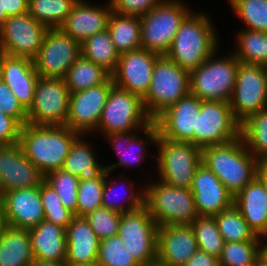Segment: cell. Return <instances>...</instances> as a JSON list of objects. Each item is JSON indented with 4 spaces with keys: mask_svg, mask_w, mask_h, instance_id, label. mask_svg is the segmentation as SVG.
<instances>
[{
    "mask_svg": "<svg viewBox=\"0 0 267 266\" xmlns=\"http://www.w3.org/2000/svg\"><path fill=\"white\" fill-rule=\"evenodd\" d=\"M209 14L193 10L182 21L166 56L191 72L220 47L219 36Z\"/></svg>",
    "mask_w": 267,
    "mask_h": 266,
    "instance_id": "6da1fadb",
    "label": "cell"
},
{
    "mask_svg": "<svg viewBox=\"0 0 267 266\" xmlns=\"http://www.w3.org/2000/svg\"><path fill=\"white\" fill-rule=\"evenodd\" d=\"M80 134L65 126H36L20 130L19 144L24 155L44 174L59 170L71 145Z\"/></svg>",
    "mask_w": 267,
    "mask_h": 266,
    "instance_id": "7a4b0ae2",
    "label": "cell"
},
{
    "mask_svg": "<svg viewBox=\"0 0 267 266\" xmlns=\"http://www.w3.org/2000/svg\"><path fill=\"white\" fill-rule=\"evenodd\" d=\"M257 162L241 136L202 148V164L219 178L233 197L257 176Z\"/></svg>",
    "mask_w": 267,
    "mask_h": 266,
    "instance_id": "3957f363",
    "label": "cell"
},
{
    "mask_svg": "<svg viewBox=\"0 0 267 266\" xmlns=\"http://www.w3.org/2000/svg\"><path fill=\"white\" fill-rule=\"evenodd\" d=\"M190 72L166 55H160L154 65L151 84L142 98L148 117L154 121L162 112L190 93Z\"/></svg>",
    "mask_w": 267,
    "mask_h": 266,
    "instance_id": "277c9868",
    "label": "cell"
},
{
    "mask_svg": "<svg viewBox=\"0 0 267 266\" xmlns=\"http://www.w3.org/2000/svg\"><path fill=\"white\" fill-rule=\"evenodd\" d=\"M144 205L158 226L190 225L198 216L190 189L173 187L159 180L144 186Z\"/></svg>",
    "mask_w": 267,
    "mask_h": 266,
    "instance_id": "5b68a950",
    "label": "cell"
},
{
    "mask_svg": "<svg viewBox=\"0 0 267 266\" xmlns=\"http://www.w3.org/2000/svg\"><path fill=\"white\" fill-rule=\"evenodd\" d=\"M218 52L190 72V93L202 101L229 102L233 95L240 61L232 52L223 57Z\"/></svg>",
    "mask_w": 267,
    "mask_h": 266,
    "instance_id": "8992f818",
    "label": "cell"
},
{
    "mask_svg": "<svg viewBox=\"0 0 267 266\" xmlns=\"http://www.w3.org/2000/svg\"><path fill=\"white\" fill-rule=\"evenodd\" d=\"M158 180L173 186L191 189L197 168L202 163V149L191 142H176L158 135L156 141Z\"/></svg>",
    "mask_w": 267,
    "mask_h": 266,
    "instance_id": "52a82bcc",
    "label": "cell"
},
{
    "mask_svg": "<svg viewBox=\"0 0 267 266\" xmlns=\"http://www.w3.org/2000/svg\"><path fill=\"white\" fill-rule=\"evenodd\" d=\"M182 0H162L141 19V47L159 55L170 50L176 33L192 11Z\"/></svg>",
    "mask_w": 267,
    "mask_h": 266,
    "instance_id": "ba28073f",
    "label": "cell"
},
{
    "mask_svg": "<svg viewBox=\"0 0 267 266\" xmlns=\"http://www.w3.org/2000/svg\"><path fill=\"white\" fill-rule=\"evenodd\" d=\"M152 122L139 95L113 85L95 132L102 135L126 133L143 130Z\"/></svg>",
    "mask_w": 267,
    "mask_h": 266,
    "instance_id": "9c48e42d",
    "label": "cell"
},
{
    "mask_svg": "<svg viewBox=\"0 0 267 266\" xmlns=\"http://www.w3.org/2000/svg\"><path fill=\"white\" fill-rule=\"evenodd\" d=\"M158 227L145 205L121 216L117 235L141 266L157 262Z\"/></svg>",
    "mask_w": 267,
    "mask_h": 266,
    "instance_id": "30bf717a",
    "label": "cell"
},
{
    "mask_svg": "<svg viewBox=\"0 0 267 266\" xmlns=\"http://www.w3.org/2000/svg\"><path fill=\"white\" fill-rule=\"evenodd\" d=\"M70 94L64 78L39 77L33 102L27 110V123L36 126H65Z\"/></svg>",
    "mask_w": 267,
    "mask_h": 266,
    "instance_id": "8fae6325",
    "label": "cell"
},
{
    "mask_svg": "<svg viewBox=\"0 0 267 266\" xmlns=\"http://www.w3.org/2000/svg\"><path fill=\"white\" fill-rule=\"evenodd\" d=\"M229 103L240 124L256 112L267 108V67L239 62Z\"/></svg>",
    "mask_w": 267,
    "mask_h": 266,
    "instance_id": "7c38bea8",
    "label": "cell"
},
{
    "mask_svg": "<svg viewBox=\"0 0 267 266\" xmlns=\"http://www.w3.org/2000/svg\"><path fill=\"white\" fill-rule=\"evenodd\" d=\"M241 136V124L235 119L229 102L201 101L194 131V145L199 148L224 144Z\"/></svg>",
    "mask_w": 267,
    "mask_h": 266,
    "instance_id": "4fadbf2b",
    "label": "cell"
},
{
    "mask_svg": "<svg viewBox=\"0 0 267 266\" xmlns=\"http://www.w3.org/2000/svg\"><path fill=\"white\" fill-rule=\"evenodd\" d=\"M81 56V44L59 28L49 29L33 64L39 77L64 78Z\"/></svg>",
    "mask_w": 267,
    "mask_h": 266,
    "instance_id": "5bb4252c",
    "label": "cell"
},
{
    "mask_svg": "<svg viewBox=\"0 0 267 266\" xmlns=\"http://www.w3.org/2000/svg\"><path fill=\"white\" fill-rule=\"evenodd\" d=\"M48 30L29 13L10 16L0 26V43L6 55L33 60Z\"/></svg>",
    "mask_w": 267,
    "mask_h": 266,
    "instance_id": "9a60e30c",
    "label": "cell"
},
{
    "mask_svg": "<svg viewBox=\"0 0 267 266\" xmlns=\"http://www.w3.org/2000/svg\"><path fill=\"white\" fill-rule=\"evenodd\" d=\"M113 85L110 77L104 84L71 93L66 126L79 134L93 135Z\"/></svg>",
    "mask_w": 267,
    "mask_h": 266,
    "instance_id": "2e32d148",
    "label": "cell"
},
{
    "mask_svg": "<svg viewBox=\"0 0 267 266\" xmlns=\"http://www.w3.org/2000/svg\"><path fill=\"white\" fill-rule=\"evenodd\" d=\"M201 101L189 93L167 108L153 121L158 128V135L171 141L194 144Z\"/></svg>",
    "mask_w": 267,
    "mask_h": 266,
    "instance_id": "e0dca14e",
    "label": "cell"
},
{
    "mask_svg": "<svg viewBox=\"0 0 267 266\" xmlns=\"http://www.w3.org/2000/svg\"><path fill=\"white\" fill-rule=\"evenodd\" d=\"M45 175L24 155L19 142L0 146V197L8 191L40 187Z\"/></svg>",
    "mask_w": 267,
    "mask_h": 266,
    "instance_id": "ac0fdd59",
    "label": "cell"
},
{
    "mask_svg": "<svg viewBox=\"0 0 267 266\" xmlns=\"http://www.w3.org/2000/svg\"><path fill=\"white\" fill-rule=\"evenodd\" d=\"M159 56L143 48L120 54L117 68L111 74L114 85L143 98L149 90Z\"/></svg>",
    "mask_w": 267,
    "mask_h": 266,
    "instance_id": "d6986e66",
    "label": "cell"
},
{
    "mask_svg": "<svg viewBox=\"0 0 267 266\" xmlns=\"http://www.w3.org/2000/svg\"><path fill=\"white\" fill-rule=\"evenodd\" d=\"M136 132H141V134L143 133V135H145V137L147 138H142L141 134L139 136ZM103 136L105 137L104 139L109 141V144H111L110 147L114 152H116L115 155L119 160L118 162H114L113 164H107V166H105L107 171L112 172L114 169H116V167H121L122 169L125 167H140L144 161H147V158L149 156L152 160L155 157V155H153L151 152H149L150 154L148 153L149 148L146 147L148 146V144L154 146L156 145L158 128L154 122H152L143 130H133L126 133L106 134ZM144 139H146V141ZM147 142L149 143L147 144Z\"/></svg>",
    "mask_w": 267,
    "mask_h": 266,
    "instance_id": "ffe728a7",
    "label": "cell"
},
{
    "mask_svg": "<svg viewBox=\"0 0 267 266\" xmlns=\"http://www.w3.org/2000/svg\"><path fill=\"white\" fill-rule=\"evenodd\" d=\"M0 201L8 226L30 230L44 220L40 187L5 192Z\"/></svg>",
    "mask_w": 267,
    "mask_h": 266,
    "instance_id": "44dd1931",
    "label": "cell"
},
{
    "mask_svg": "<svg viewBox=\"0 0 267 266\" xmlns=\"http://www.w3.org/2000/svg\"><path fill=\"white\" fill-rule=\"evenodd\" d=\"M197 250L195 233L190 225L158 227L157 264L161 266H185Z\"/></svg>",
    "mask_w": 267,
    "mask_h": 266,
    "instance_id": "7402d4cb",
    "label": "cell"
},
{
    "mask_svg": "<svg viewBox=\"0 0 267 266\" xmlns=\"http://www.w3.org/2000/svg\"><path fill=\"white\" fill-rule=\"evenodd\" d=\"M190 190L198 216H214L234 204L233 195L202 163L195 172Z\"/></svg>",
    "mask_w": 267,
    "mask_h": 266,
    "instance_id": "603a6c76",
    "label": "cell"
},
{
    "mask_svg": "<svg viewBox=\"0 0 267 266\" xmlns=\"http://www.w3.org/2000/svg\"><path fill=\"white\" fill-rule=\"evenodd\" d=\"M107 1V4L101 7L91 4L88 0H78L59 29L82 44L87 38L107 28L112 11L111 4Z\"/></svg>",
    "mask_w": 267,
    "mask_h": 266,
    "instance_id": "cb8c5ba5",
    "label": "cell"
},
{
    "mask_svg": "<svg viewBox=\"0 0 267 266\" xmlns=\"http://www.w3.org/2000/svg\"><path fill=\"white\" fill-rule=\"evenodd\" d=\"M0 78L11 88L21 105L28 110L33 102L39 78L33 60L5 54L0 65Z\"/></svg>",
    "mask_w": 267,
    "mask_h": 266,
    "instance_id": "d4e9b609",
    "label": "cell"
},
{
    "mask_svg": "<svg viewBox=\"0 0 267 266\" xmlns=\"http://www.w3.org/2000/svg\"><path fill=\"white\" fill-rule=\"evenodd\" d=\"M234 205L255 236L267 238L266 185L256 176L235 197Z\"/></svg>",
    "mask_w": 267,
    "mask_h": 266,
    "instance_id": "484cf974",
    "label": "cell"
},
{
    "mask_svg": "<svg viewBox=\"0 0 267 266\" xmlns=\"http://www.w3.org/2000/svg\"><path fill=\"white\" fill-rule=\"evenodd\" d=\"M67 264H97L100 239L84 217L75 216L65 229Z\"/></svg>",
    "mask_w": 267,
    "mask_h": 266,
    "instance_id": "4316f807",
    "label": "cell"
},
{
    "mask_svg": "<svg viewBox=\"0 0 267 266\" xmlns=\"http://www.w3.org/2000/svg\"><path fill=\"white\" fill-rule=\"evenodd\" d=\"M28 233L35 260L66 261L67 241L64 228L43 220L28 230Z\"/></svg>",
    "mask_w": 267,
    "mask_h": 266,
    "instance_id": "83f0119b",
    "label": "cell"
},
{
    "mask_svg": "<svg viewBox=\"0 0 267 266\" xmlns=\"http://www.w3.org/2000/svg\"><path fill=\"white\" fill-rule=\"evenodd\" d=\"M87 135L80 134L71 145L68 155L64 159L62 170L77 176L80 181L99 178L107 169L100 164L93 145L86 140Z\"/></svg>",
    "mask_w": 267,
    "mask_h": 266,
    "instance_id": "f1b7e54d",
    "label": "cell"
},
{
    "mask_svg": "<svg viewBox=\"0 0 267 266\" xmlns=\"http://www.w3.org/2000/svg\"><path fill=\"white\" fill-rule=\"evenodd\" d=\"M111 173L112 172L110 171L107 170L105 171L104 189L102 193V207L111 211H115L120 214L140 209L144 205V197H145L144 186L143 187L140 186L141 188L136 189L135 188L136 186L134 185L135 183L129 180V178L124 177L125 176L124 174L118 177L119 180L117 179L115 181L113 176H109ZM119 181L125 182V185L127 184V186H124V188H126L124 190L126 191L124 192L125 195L123 194L124 198L122 197V194H120V196L117 197L118 198L117 199L116 196L119 195L118 194L119 191L117 192L119 186L117 184L119 183ZM119 184L123 185V183L121 182Z\"/></svg>",
    "mask_w": 267,
    "mask_h": 266,
    "instance_id": "f546056e",
    "label": "cell"
},
{
    "mask_svg": "<svg viewBox=\"0 0 267 266\" xmlns=\"http://www.w3.org/2000/svg\"><path fill=\"white\" fill-rule=\"evenodd\" d=\"M34 261L28 230L7 226L0 239V266H31Z\"/></svg>",
    "mask_w": 267,
    "mask_h": 266,
    "instance_id": "4dcf8cb0",
    "label": "cell"
},
{
    "mask_svg": "<svg viewBox=\"0 0 267 266\" xmlns=\"http://www.w3.org/2000/svg\"><path fill=\"white\" fill-rule=\"evenodd\" d=\"M107 29L119 55L142 48L140 17L122 15L112 10Z\"/></svg>",
    "mask_w": 267,
    "mask_h": 266,
    "instance_id": "1f68e13d",
    "label": "cell"
},
{
    "mask_svg": "<svg viewBox=\"0 0 267 266\" xmlns=\"http://www.w3.org/2000/svg\"><path fill=\"white\" fill-rule=\"evenodd\" d=\"M111 74L82 55L72 64L64 80L70 93L104 84Z\"/></svg>",
    "mask_w": 267,
    "mask_h": 266,
    "instance_id": "d6a6232c",
    "label": "cell"
},
{
    "mask_svg": "<svg viewBox=\"0 0 267 266\" xmlns=\"http://www.w3.org/2000/svg\"><path fill=\"white\" fill-rule=\"evenodd\" d=\"M232 53L244 64L267 67V32L239 29ZM237 40V41H236Z\"/></svg>",
    "mask_w": 267,
    "mask_h": 266,
    "instance_id": "836d02e7",
    "label": "cell"
},
{
    "mask_svg": "<svg viewBox=\"0 0 267 266\" xmlns=\"http://www.w3.org/2000/svg\"><path fill=\"white\" fill-rule=\"evenodd\" d=\"M81 55L103 67L110 74L116 70L120 56L107 28L87 38L81 44Z\"/></svg>",
    "mask_w": 267,
    "mask_h": 266,
    "instance_id": "e575fe53",
    "label": "cell"
},
{
    "mask_svg": "<svg viewBox=\"0 0 267 266\" xmlns=\"http://www.w3.org/2000/svg\"><path fill=\"white\" fill-rule=\"evenodd\" d=\"M241 137L258 161L267 159V108L251 115L241 124Z\"/></svg>",
    "mask_w": 267,
    "mask_h": 266,
    "instance_id": "d590c367",
    "label": "cell"
},
{
    "mask_svg": "<svg viewBox=\"0 0 267 266\" xmlns=\"http://www.w3.org/2000/svg\"><path fill=\"white\" fill-rule=\"evenodd\" d=\"M266 251V241L224 242L220 266H256Z\"/></svg>",
    "mask_w": 267,
    "mask_h": 266,
    "instance_id": "8d00e7d4",
    "label": "cell"
},
{
    "mask_svg": "<svg viewBox=\"0 0 267 266\" xmlns=\"http://www.w3.org/2000/svg\"><path fill=\"white\" fill-rule=\"evenodd\" d=\"M78 0H28V13L49 29L59 28Z\"/></svg>",
    "mask_w": 267,
    "mask_h": 266,
    "instance_id": "74e56055",
    "label": "cell"
},
{
    "mask_svg": "<svg viewBox=\"0 0 267 266\" xmlns=\"http://www.w3.org/2000/svg\"><path fill=\"white\" fill-rule=\"evenodd\" d=\"M214 218L224 242L264 241L249 229L247 222L234 204L214 215Z\"/></svg>",
    "mask_w": 267,
    "mask_h": 266,
    "instance_id": "f35d334b",
    "label": "cell"
},
{
    "mask_svg": "<svg viewBox=\"0 0 267 266\" xmlns=\"http://www.w3.org/2000/svg\"><path fill=\"white\" fill-rule=\"evenodd\" d=\"M190 226L195 233L198 249L219 258L224 240L214 216H197Z\"/></svg>",
    "mask_w": 267,
    "mask_h": 266,
    "instance_id": "ab89813d",
    "label": "cell"
},
{
    "mask_svg": "<svg viewBox=\"0 0 267 266\" xmlns=\"http://www.w3.org/2000/svg\"><path fill=\"white\" fill-rule=\"evenodd\" d=\"M243 29L267 32V0H227Z\"/></svg>",
    "mask_w": 267,
    "mask_h": 266,
    "instance_id": "60d3db41",
    "label": "cell"
},
{
    "mask_svg": "<svg viewBox=\"0 0 267 266\" xmlns=\"http://www.w3.org/2000/svg\"><path fill=\"white\" fill-rule=\"evenodd\" d=\"M44 181L56 191L62 205L77 216L79 178L59 169L47 173Z\"/></svg>",
    "mask_w": 267,
    "mask_h": 266,
    "instance_id": "b9f144b4",
    "label": "cell"
},
{
    "mask_svg": "<svg viewBox=\"0 0 267 266\" xmlns=\"http://www.w3.org/2000/svg\"><path fill=\"white\" fill-rule=\"evenodd\" d=\"M97 264L99 266H141L126 247L123 240L114 235L100 240Z\"/></svg>",
    "mask_w": 267,
    "mask_h": 266,
    "instance_id": "7bdbcfd3",
    "label": "cell"
},
{
    "mask_svg": "<svg viewBox=\"0 0 267 266\" xmlns=\"http://www.w3.org/2000/svg\"><path fill=\"white\" fill-rule=\"evenodd\" d=\"M40 197L43 205L44 220L66 229L75 214L62 205L59 195L45 181L40 186Z\"/></svg>",
    "mask_w": 267,
    "mask_h": 266,
    "instance_id": "ee69618b",
    "label": "cell"
},
{
    "mask_svg": "<svg viewBox=\"0 0 267 266\" xmlns=\"http://www.w3.org/2000/svg\"><path fill=\"white\" fill-rule=\"evenodd\" d=\"M105 172L99 177L80 181L77 195V216L84 217L88 213L102 208Z\"/></svg>",
    "mask_w": 267,
    "mask_h": 266,
    "instance_id": "f6af8a7d",
    "label": "cell"
},
{
    "mask_svg": "<svg viewBox=\"0 0 267 266\" xmlns=\"http://www.w3.org/2000/svg\"><path fill=\"white\" fill-rule=\"evenodd\" d=\"M122 214L105 208L96 209L84 218L100 240L117 235Z\"/></svg>",
    "mask_w": 267,
    "mask_h": 266,
    "instance_id": "bcb514c9",
    "label": "cell"
},
{
    "mask_svg": "<svg viewBox=\"0 0 267 266\" xmlns=\"http://www.w3.org/2000/svg\"><path fill=\"white\" fill-rule=\"evenodd\" d=\"M0 112L15 118L22 126L27 124V110L17 100L11 88L0 78Z\"/></svg>",
    "mask_w": 267,
    "mask_h": 266,
    "instance_id": "7dc6e473",
    "label": "cell"
},
{
    "mask_svg": "<svg viewBox=\"0 0 267 266\" xmlns=\"http://www.w3.org/2000/svg\"><path fill=\"white\" fill-rule=\"evenodd\" d=\"M162 0H109L111 9L122 15L142 17Z\"/></svg>",
    "mask_w": 267,
    "mask_h": 266,
    "instance_id": "c3c4849f",
    "label": "cell"
},
{
    "mask_svg": "<svg viewBox=\"0 0 267 266\" xmlns=\"http://www.w3.org/2000/svg\"><path fill=\"white\" fill-rule=\"evenodd\" d=\"M21 127L15 118L0 112V146L19 142Z\"/></svg>",
    "mask_w": 267,
    "mask_h": 266,
    "instance_id": "681fc988",
    "label": "cell"
},
{
    "mask_svg": "<svg viewBox=\"0 0 267 266\" xmlns=\"http://www.w3.org/2000/svg\"><path fill=\"white\" fill-rule=\"evenodd\" d=\"M185 266H220V264L219 258L198 249Z\"/></svg>",
    "mask_w": 267,
    "mask_h": 266,
    "instance_id": "f907efd6",
    "label": "cell"
},
{
    "mask_svg": "<svg viewBox=\"0 0 267 266\" xmlns=\"http://www.w3.org/2000/svg\"><path fill=\"white\" fill-rule=\"evenodd\" d=\"M2 4L9 17L28 13V0H2Z\"/></svg>",
    "mask_w": 267,
    "mask_h": 266,
    "instance_id": "816d5d0a",
    "label": "cell"
},
{
    "mask_svg": "<svg viewBox=\"0 0 267 266\" xmlns=\"http://www.w3.org/2000/svg\"><path fill=\"white\" fill-rule=\"evenodd\" d=\"M257 177L267 186V159L257 162Z\"/></svg>",
    "mask_w": 267,
    "mask_h": 266,
    "instance_id": "f5cc1de1",
    "label": "cell"
},
{
    "mask_svg": "<svg viewBox=\"0 0 267 266\" xmlns=\"http://www.w3.org/2000/svg\"><path fill=\"white\" fill-rule=\"evenodd\" d=\"M31 266H66L65 262L35 260Z\"/></svg>",
    "mask_w": 267,
    "mask_h": 266,
    "instance_id": "db71d44e",
    "label": "cell"
},
{
    "mask_svg": "<svg viewBox=\"0 0 267 266\" xmlns=\"http://www.w3.org/2000/svg\"><path fill=\"white\" fill-rule=\"evenodd\" d=\"M7 222H6V218L4 216V211H3V208H2V204H1V201H0V239L2 238L3 236V233L7 227Z\"/></svg>",
    "mask_w": 267,
    "mask_h": 266,
    "instance_id": "11a10c76",
    "label": "cell"
},
{
    "mask_svg": "<svg viewBox=\"0 0 267 266\" xmlns=\"http://www.w3.org/2000/svg\"><path fill=\"white\" fill-rule=\"evenodd\" d=\"M9 16L3 8L2 0H0V26L6 21Z\"/></svg>",
    "mask_w": 267,
    "mask_h": 266,
    "instance_id": "9f6ffc18",
    "label": "cell"
},
{
    "mask_svg": "<svg viewBox=\"0 0 267 266\" xmlns=\"http://www.w3.org/2000/svg\"><path fill=\"white\" fill-rule=\"evenodd\" d=\"M256 266H267V252L258 259Z\"/></svg>",
    "mask_w": 267,
    "mask_h": 266,
    "instance_id": "6f0895ef",
    "label": "cell"
},
{
    "mask_svg": "<svg viewBox=\"0 0 267 266\" xmlns=\"http://www.w3.org/2000/svg\"><path fill=\"white\" fill-rule=\"evenodd\" d=\"M4 55H5V53H4V50H3L2 45L0 43V65H1V61H2V58Z\"/></svg>",
    "mask_w": 267,
    "mask_h": 266,
    "instance_id": "680465c9",
    "label": "cell"
},
{
    "mask_svg": "<svg viewBox=\"0 0 267 266\" xmlns=\"http://www.w3.org/2000/svg\"><path fill=\"white\" fill-rule=\"evenodd\" d=\"M66 266H99L98 264H88V265H75V264H67Z\"/></svg>",
    "mask_w": 267,
    "mask_h": 266,
    "instance_id": "91938a15",
    "label": "cell"
},
{
    "mask_svg": "<svg viewBox=\"0 0 267 266\" xmlns=\"http://www.w3.org/2000/svg\"><path fill=\"white\" fill-rule=\"evenodd\" d=\"M150 266H161V265H159V264L156 263V264H153V265H150Z\"/></svg>",
    "mask_w": 267,
    "mask_h": 266,
    "instance_id": "94428289",
    "label": "cell"
}]
</instances>
